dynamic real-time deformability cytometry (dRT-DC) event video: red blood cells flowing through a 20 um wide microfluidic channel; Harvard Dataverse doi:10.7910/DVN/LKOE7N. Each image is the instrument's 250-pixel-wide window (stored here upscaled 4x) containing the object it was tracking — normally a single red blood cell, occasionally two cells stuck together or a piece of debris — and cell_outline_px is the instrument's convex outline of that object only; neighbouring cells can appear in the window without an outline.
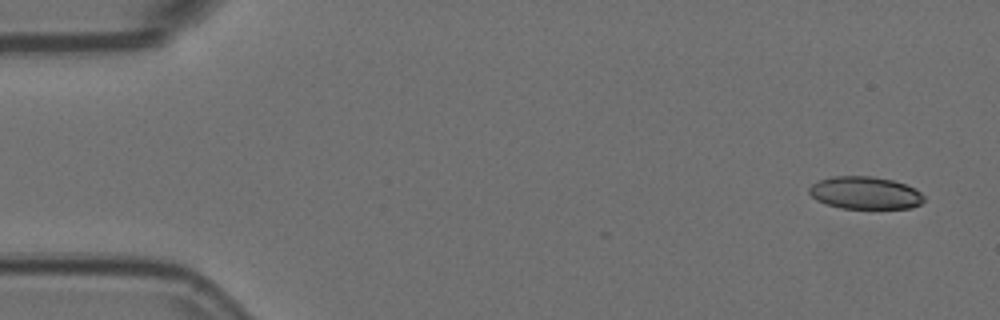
{"species": "Egyptian fruit bat (a non-hibernating species)", "species_latin": "Rousettus aegyptiacus", "temperature_condition": "room temperature", "stored_images_in_passage": 6, "camera_frame_rate_fps": 3000, "um_per_image_px": 0.085, "animal": {"sex": "female"}, "frame": {"image": 1, "passage_image": 1, "time_ms": 0.0, "image_size_px": [1000, 320], "cell_outline_px": [[924, 200], [920, 204], [912, 208], [840, 208], [816, 200], [808, 192], [808, 188], [812, 184], [820, 180], [832, 176], [872, 176], [892, 180], [916, 188], [924, 196]], "centroid_in_image_um": [73.54, 16.39], "position_along_channel_um": 11.5, "area_um2": 21.73}}
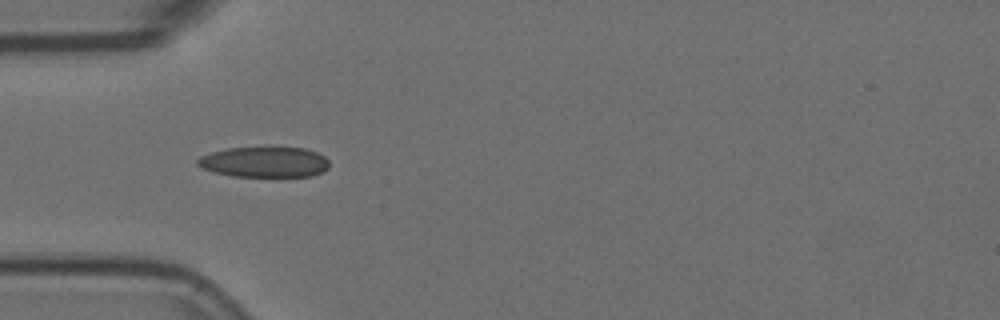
{"frame": {"image": 2, "passage_image": 5, "time_ms": 1.333, "image_size_px": [1000, 320], "cell_outline_px": [[328, 168], [324, 172], [312, 176], [280, 180], [232, 176], [212, 172], [196, 164], [196, 160], [200, 156], [212, 152], [228, 148], [268, 144], [272, 144], [304, 148], [316, 152], [324, 156], [328, 160]], "centroid_in_image_um": [22.53, 13.78], "position_along_channel_um": 62.5, "area_um2": 25.61}}
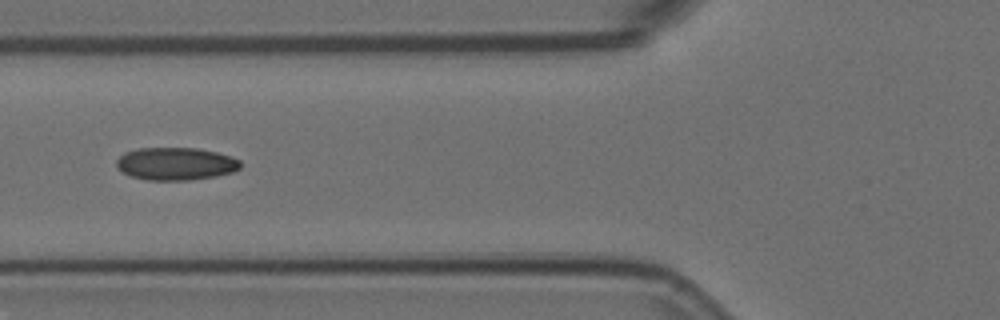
{"frame": {"image": 3, "passage_image": 6, "time_ms": 1.667, "image_size_px": [1000, 320], "cell_outline_px": [[240, 168], [232, 172], [216, 176], [188, 180], [148, 180], [132, 176], [124, 172], [116, 164], [116, 160], [124, 152], [136, 148], [196, 148], [216, 152], [240, 160]], "centroid_in_image_um": [14.93, 13.91], "position_along_channel_um": 110.9, "area_um2": 23.41}}